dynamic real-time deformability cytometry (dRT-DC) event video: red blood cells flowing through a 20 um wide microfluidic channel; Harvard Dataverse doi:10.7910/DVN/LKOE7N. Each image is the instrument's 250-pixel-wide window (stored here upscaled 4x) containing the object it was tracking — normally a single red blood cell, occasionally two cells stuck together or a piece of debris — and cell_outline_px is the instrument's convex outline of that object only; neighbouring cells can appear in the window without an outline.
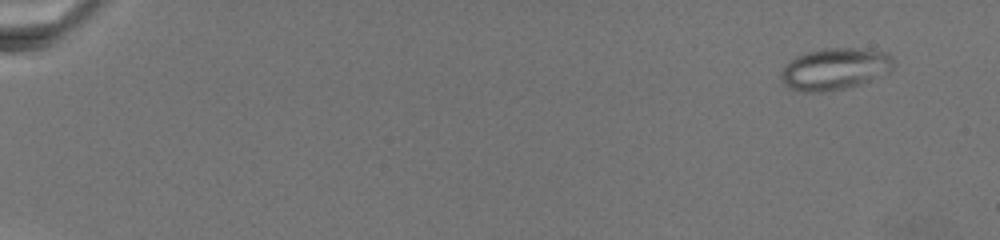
{"species": "common noctule bat (a hibernating species)", "species_latin": "Nyctalus noctula", "temperature_condition": "warm", "stored_images_in_passage": 36, "camera_frame_rate_fps": 3000, "um_per_image_px": 0.085, "animal": {"sex": "female", "body_mass_g": 19.5, "forearm_length_mm": 54.1}, "frame": {"image": 1, "passage_image": 1, "time_ms": 0.0, "image_size_px": [1000, 240], "cell_outline_px": [[896, 64], [888, 72], [872, 80], [860, 84], [844, 88], [824, 92], [804, 92], [792, 88], [784, 84], [780, 80], [780, 72], [784, 64], [796, 56], [808, 52], [824, 48], [860, 48], [888, 52], [896, 60]], "centroid_in_image_um": [70.98, 5.85], "position_along_channel_um": 14.0, "area_um2": 27.74}}
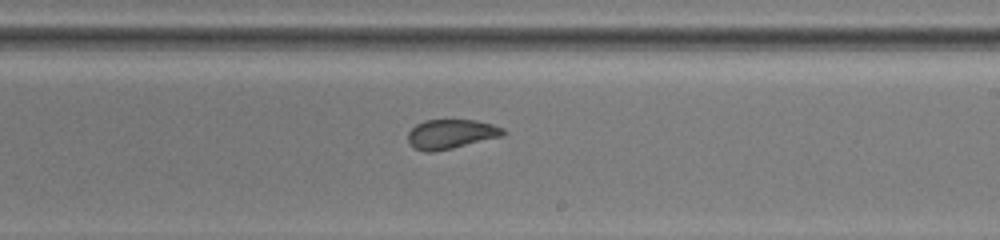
{"frame": {"image": 2, "passage_image": 16, "time_ms": 14.667, "image_size_px": [1000, 240], "cell_outline_px": [[508, 132], [504, 136], [452, 148], [432, 152], [424, 152], [416, 148], [408, 140], [408, 132], [416, 124], [424, 120], [476, 120], [492, 124], [504, 128]], "centroid_in_image_um": [38.38, 11.38], "position_along_channel_um": 250.6, "area_um2": 16.36}}
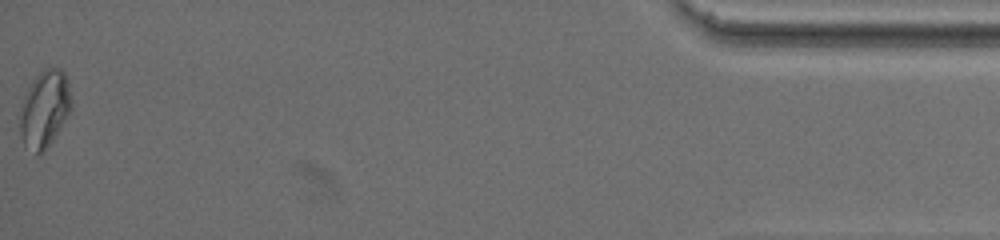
{"frame": {"image": 3, "passage_image": 36, "time_ms": 24.0, "image_size_px": [1000, 240], "cell_outline_px": [[72, 108], [44, 152], [36, 152], [24, 148], [20, 136], [20, 116], [24, 96], [32, 80], [44, 68], [60, 68], [64, 72], [68, 80], [72, 104]], "centroid_in_image_um": [3.79, 9.25], "position_along_channel_um": 431.4, "area_um2": 22.89}}